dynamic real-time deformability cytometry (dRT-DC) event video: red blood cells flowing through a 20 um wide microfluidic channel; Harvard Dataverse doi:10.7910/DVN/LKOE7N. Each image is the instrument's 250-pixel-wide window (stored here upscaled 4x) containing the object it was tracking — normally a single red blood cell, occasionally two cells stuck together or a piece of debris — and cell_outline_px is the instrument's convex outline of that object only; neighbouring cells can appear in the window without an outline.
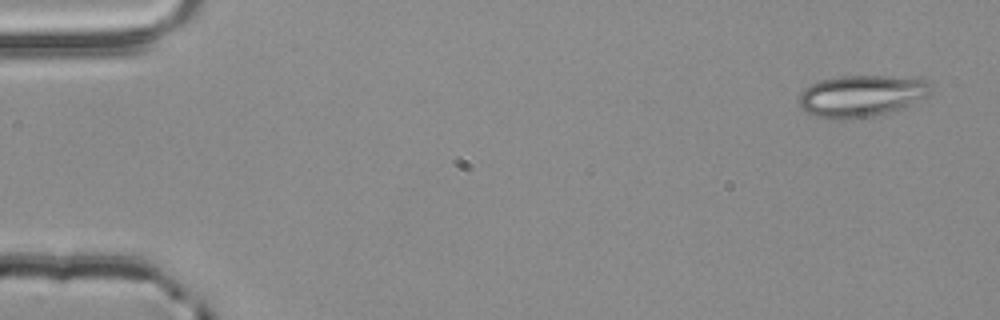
{"species": "common noctule bat (a hibernating species)", "species_latin": "Nyctalus noctula", "temperature_condition": "room temperature", "stored_images_in_passage": 4, "camera_frame_rate_fps": 3000, "um_per_image_px": 0.085, "animal": {"sex": "male", "body_mass_g": 20.4}, "frame": {"image": 1, "passage_image": 1, "time_ms": 0.0, "image_size_px": [1000, 320], "cell_outline_px": [[932, 92], [928, 96], [904, 108], [872, 116], [840, 120], [836, 120], [816, 116], [800, 108], [800, 92], [804, 88], [820, 80], [840, 76], [920, 76], [928, 84]], "centroid_in_image_um": [73.26, 8.14], "position_along_channel_um": 11.7, "area_um2": 32.37}}